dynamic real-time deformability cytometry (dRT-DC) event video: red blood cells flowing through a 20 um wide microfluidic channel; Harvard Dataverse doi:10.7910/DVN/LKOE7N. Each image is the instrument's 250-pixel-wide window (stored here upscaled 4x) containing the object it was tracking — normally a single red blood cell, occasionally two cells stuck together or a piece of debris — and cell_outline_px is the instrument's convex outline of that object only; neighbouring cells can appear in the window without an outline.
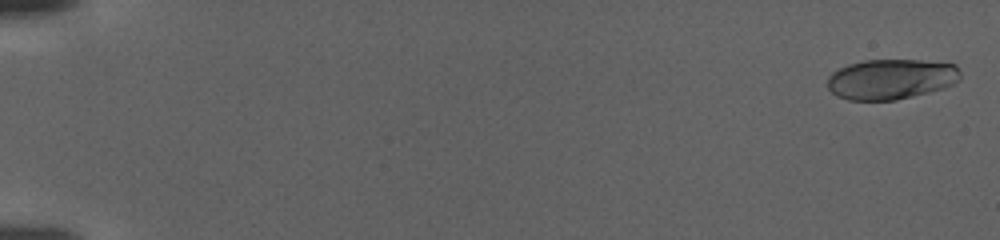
{"species": "human", "species_latin": "Homo sapiens", "temperature_condition": "warm", "stored_images_in_passage": 117, "camera_frame_rate_fps": 3000, "um_per_image_px": 0.085, "donor": {"sex": "female"}, "frame": {"image": 1, "passage_image": 3, "time_ms": 0.667, "image_size_px": [1000, 240], "cell_outline_px": [[960, 80], [944, 88], [896, 100], [848, 100], [836, 96], [828, 88], [828, 76], [832, 72], [848, 64], [864, 60], [920, 60], [956, 64], [960, 72]], "centroid_in_image_um": [75.73, 6.72], "position_along_channel_um": 9.3, "area_um2": 31.27}}
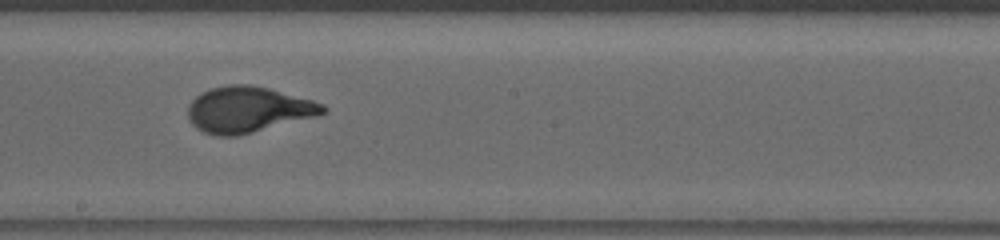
{"frame": {"image": 2, "passage_image": 70, "time_ms": 23.0, "image_size_px": [1000, 240], "cell_outline_px": [[328, 112], [316, 116], [236, 136], [216, 136], [204, 132], [196, 128], [188, 120], [188, 104], [200, 92], [208, 88], [228, 84], [248, 84], [268, 88], [312, 100], [324, 104], [328, 108]], "centroid_in_image_um": [21.06, 9.3], "position_along_channel_um": 227.1, "area_um2": 36.18}}
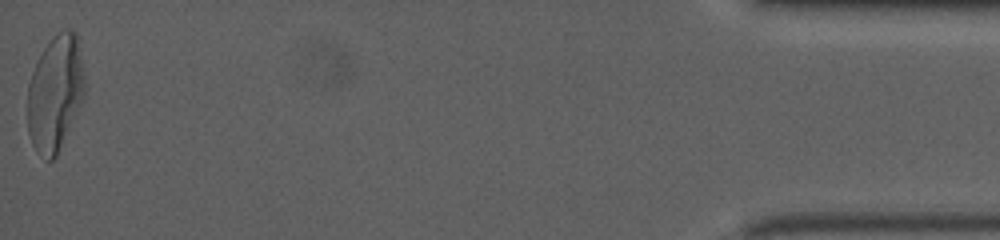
{"frame": {"image": 3, "passage_image": 117, "time_ms": 38.667, "image_size_px": [1000, 240], "cell_outline_px": [[84, 96], [56, 156], [52, 160], [48, 160], [36, 152], [32, 144], [28, 132], [28, 84], [36, 60], [52, 36], [56, 32], [64, 28], [68, 28], [76, 32], [84, 72]], "centroid_in_image_um": [4.68, 7.87], "position_along_channel_um": 430.5, "area_um2": 38.49}}